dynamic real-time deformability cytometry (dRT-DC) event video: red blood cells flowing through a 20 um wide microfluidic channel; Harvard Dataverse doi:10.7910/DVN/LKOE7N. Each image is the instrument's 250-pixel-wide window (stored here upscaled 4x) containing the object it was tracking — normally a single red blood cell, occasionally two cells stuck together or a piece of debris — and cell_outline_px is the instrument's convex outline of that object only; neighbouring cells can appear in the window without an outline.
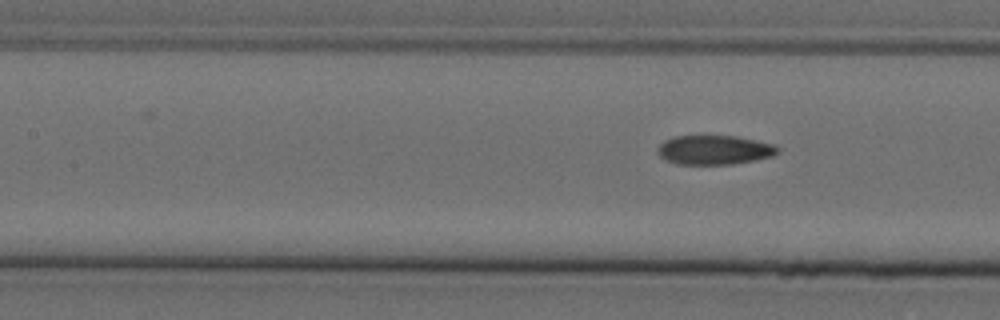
{"species": "Egyptian fruit bat (a non-hibernating species)", "species_latin": "Rousettus aegyptiacus", "temperature_condition": "cold", "stored_images_in_passage": 6, "segment_of_instrument_passage": [2, 2], "camera_frame_rate_fps": 3000, "um_per_image_px": 0.085, "animal": {"sex": "female"}, "frame": {"image": 1, "passage_image": 6, "time_ms": 1.667, "image_size_px": [1000, 320], "cell_outline_px": [[780, 152], [772, 156], [756, 160], [732, 164], [676, 164], [660, 156], [656, 152], [656, 148], [664, 140], [672, 136], [736, 136], [776, 144], [780, 148]], "centroid_in_image_um": [60.74, 12.74], "position_along_channel_um": 146.7, "area_um2": 20.69}}